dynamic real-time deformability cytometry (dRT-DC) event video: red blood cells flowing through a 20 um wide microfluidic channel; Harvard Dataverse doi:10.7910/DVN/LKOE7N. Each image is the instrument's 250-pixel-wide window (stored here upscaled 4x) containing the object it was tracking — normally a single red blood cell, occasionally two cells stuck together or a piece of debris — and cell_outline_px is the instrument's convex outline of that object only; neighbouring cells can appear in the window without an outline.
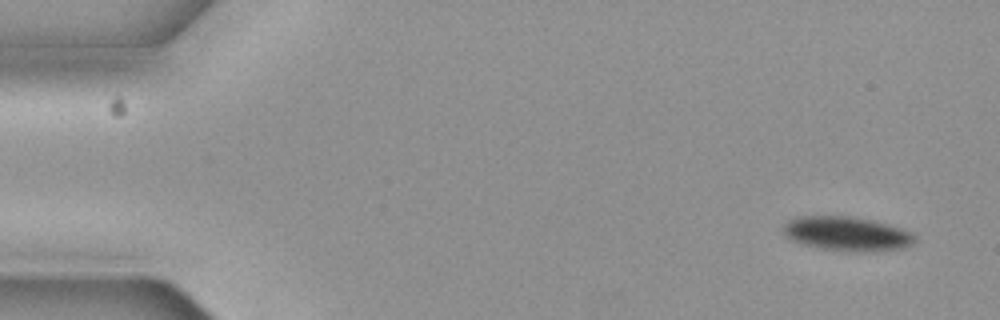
{"species": "common noctule bat (a hibernating species)", "species_latin": "Nyctalus noctula", "temperature_condition": "cold", "stored_images_in_passage": 5, "camera_frame_rate_fps": 3000, "um_per_image_px": 0.085, "animal": {"sex": "female", "body_mass_g": 19.3, "forearm_length_mm": 54.1}, "frame": {"image": 1, "passage_image": 1, "time_ms": 0.0, "image_size_px": [1000, 320], "cell_outline_px": [[912, 240], [908, 244], [896, 248], [824, 248], [804, 244], [792, 240], [784, 232], [784, 224], [788, 220], [796, 216], [852, 216], [900, 228], [908, 232], [912, 236]], "centroid_in_image_um": [71.81, 19.78], "position_along_channel_um": 13.2, "area_um2": 24.04}}
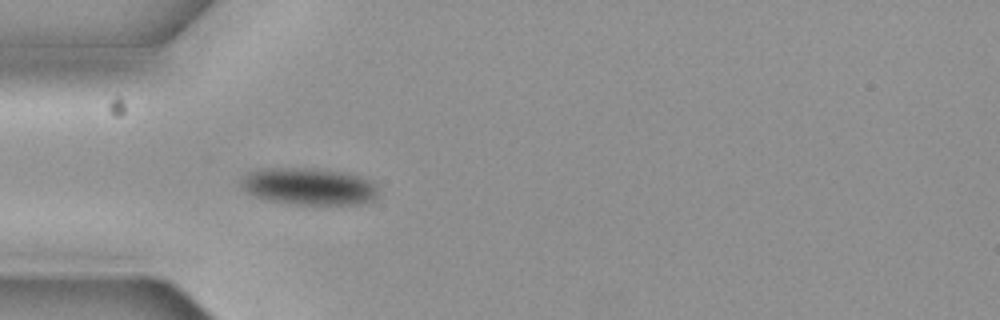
{"frame": {"image": 2, "passage_image": 5, "time_ms": 1.333, "image_size_px": [1000, 320], "cell_outline_px": [[380, 192], [376, 200], [364, 204], [292, 204], [268, 200], [244, 192], [240, 184], [240, 180], [248, 172], [260, 168], [316, 168], [344, 172], [360, 176], [376, 184]], "centroid_in_image_um": [26.28, 15.84], "position_along_channel_um": 58.7, "area_um2": 30.11}}